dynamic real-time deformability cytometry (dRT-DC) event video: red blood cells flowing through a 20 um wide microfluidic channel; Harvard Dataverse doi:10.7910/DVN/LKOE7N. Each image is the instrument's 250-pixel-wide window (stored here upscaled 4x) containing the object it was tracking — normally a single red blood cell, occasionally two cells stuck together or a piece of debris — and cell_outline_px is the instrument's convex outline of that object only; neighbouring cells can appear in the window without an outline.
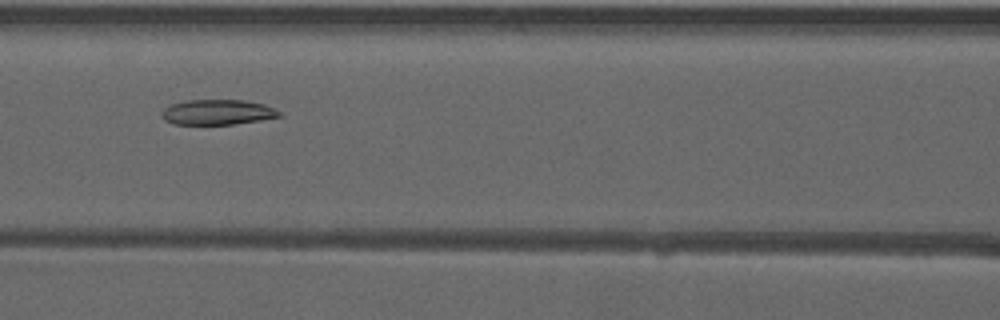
{"species": "common noctule bat (a hibernating species)", "species_latin": "Nyctalus noctula", "temperature_condition": "warm", "stored_images_in_passage": 39, "camera_frame_rate_fps": 3000, "um_per_image_px": 0.085, "animal": {"sex": "male", "forearm_length_mm": 52.5}, "frame": {"image": 1, "passage_image": 10, "time_ms": 3.0, "image_size_px": [1000, 320], "cell_outline_px": [[284, 116], [260, 120], [232, 124], [172, 124], [164, 120], [160, 116], [160, 112], [164, 108], [172, 104], [188, 100], [244, 100], [264, 104], [280, 112]], "centroid_in_image_um": [18.46, 9.54], "position_along_channel_um": 148.1, "area_um2": 17.28}}
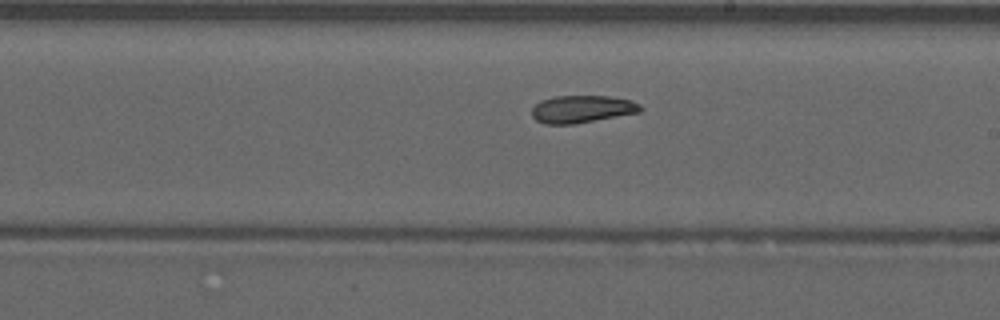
{"frame": {"image": 2, "passage_image": 17, "time_ms": 5.333, "image_size_px": [1000, 320], "cell_outline_px": [[644, 108], [640, 112], [572, 124], [544, 124], [536, 120], [532, 116], [532, 108], [540, 100], [556, 96], [608, 96], [628, 100], [640, 104]], "centroid_in_image_um": [49.44, 9.27], "position_along_channel_um": 239.6, "area_um2": 17.22}}
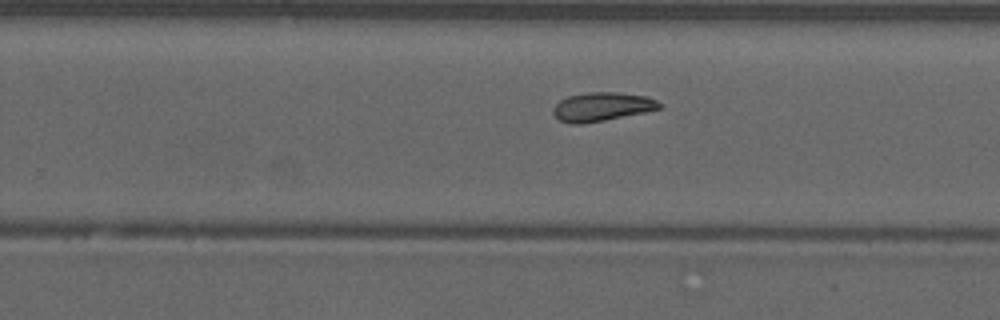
{"frame": {"image": 3, "passage_image": 20, "time_ms": 6.333, "image_size_px": [1000, 320], "cell_outline_px": [[660, 108], [644, 112], [604, 120], [580, 124], [572, 124], [560, 120], [552, 112], [552, 108], [560, 100], [568, 96], [588, 92], [616, 92], [648, 96], [656, 100], [660, 104]], "centroid_in_image_um": [51.14, 9.06], "position_along_channel_um": 278.7, "area_um2": 17.63}, "authors_computed_cell_mechanics": {"area_um2": 18.0914, "velocity_mm_per_s": 3.9309, "shape_relaxation_time_tau1_ms": null, "shape_relaxation_time_tau2_ms": 6.9532, "deformation_change_tau1": null, "deformation_change_tau2": 0.1197}}